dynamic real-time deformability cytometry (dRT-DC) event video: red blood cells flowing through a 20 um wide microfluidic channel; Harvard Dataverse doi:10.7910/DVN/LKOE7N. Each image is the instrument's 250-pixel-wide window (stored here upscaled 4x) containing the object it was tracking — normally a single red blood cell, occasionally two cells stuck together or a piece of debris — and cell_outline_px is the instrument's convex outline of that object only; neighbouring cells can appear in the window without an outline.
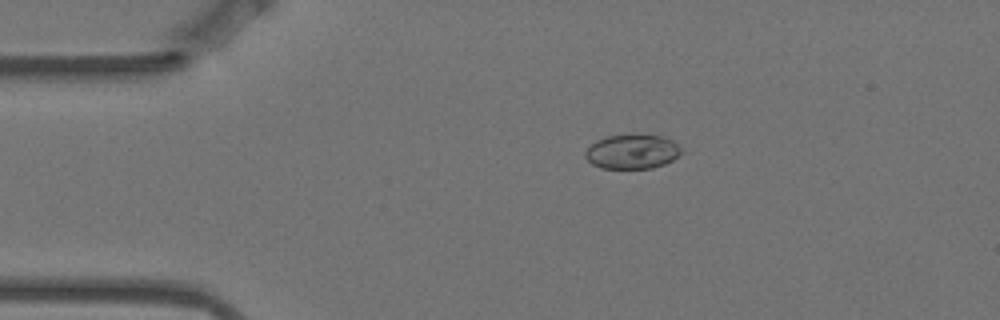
{"species": "Egyptian fruit bat (a non-hibernating species)", "species_latin": "Rousettus aegyptiacus", "temperature_condition": "warm", "stored_images_in_passage": 7, "camera_frame_rate_fps": 3000, "um_per_image_px": 0.085, "animal": {"sex": "female"}, "frame": {"image": 1, "passage_image": 3, "time_ms": 0.667, "image_size_px": [1000, 320], "cell_outline_px": [[688, 152], [664, 164], [652, 168], [600, 168], [592, 164], [584, 156], [584, 152], [596, 140], [608, 136], [664, 136], [672, 140]], "centroid_in_image_um": [53.8, 12.91], "position_along_channel_um": 31.2, "area_um2": 19.25}}
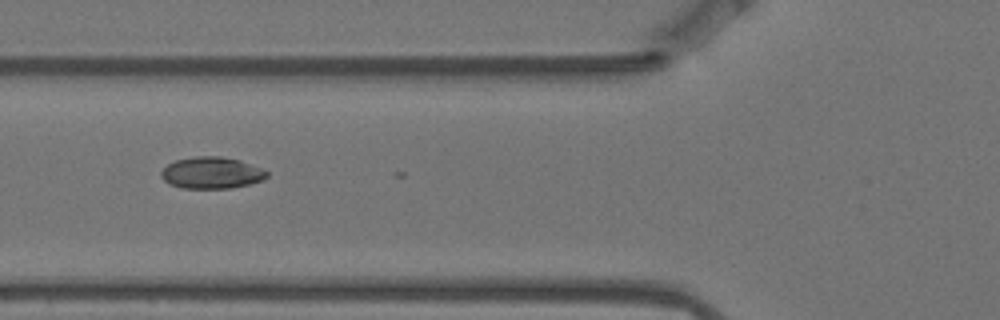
{"frame": {"image": 2, "passage_image": 5, "time_ms": 1.333, "image_size_px": [1000, 320], "cell_outline_px": [[268, 176], [264, 180], [232, 188], [180, 188], [168, 184], [160, 176], [160, 172], [168, 164], [176, 160], [196, 156], [220, 156], [240, 160], [260, 168], [268, 172]], "centroid_in_image_um": [17.97, 14.69], "position_along_channel_um": 107.8, "area_um2": 19.54}}
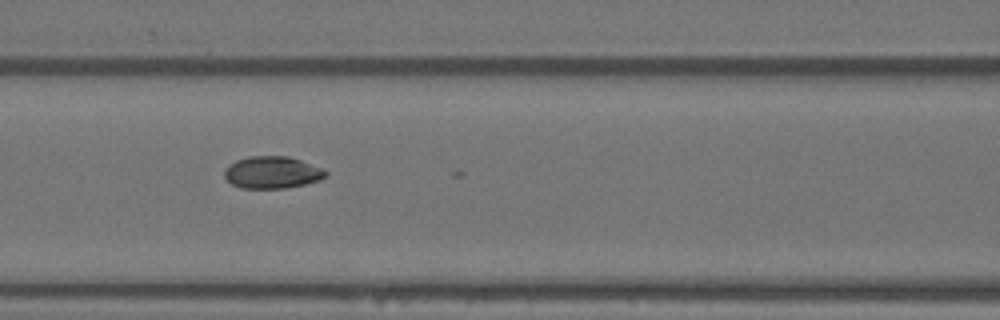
{"frame": {"image": 3, "passage_image": 6, "time_ms": 1.667, "image_size_px": [1000, 320], "cell_outline_px": [[328, 176], [320, 180], [304, 184], [284, 188], [240, 188], [232, 184], [224, 176], [224, 168], [228, 164], [236, 160], [248, 156], [288, 156], [324, 168], [328, 172]], "centroid_in_image_um": [23.14, 14.65], "position_along_channel_um": 143.5, "area_um2": 19.13}}